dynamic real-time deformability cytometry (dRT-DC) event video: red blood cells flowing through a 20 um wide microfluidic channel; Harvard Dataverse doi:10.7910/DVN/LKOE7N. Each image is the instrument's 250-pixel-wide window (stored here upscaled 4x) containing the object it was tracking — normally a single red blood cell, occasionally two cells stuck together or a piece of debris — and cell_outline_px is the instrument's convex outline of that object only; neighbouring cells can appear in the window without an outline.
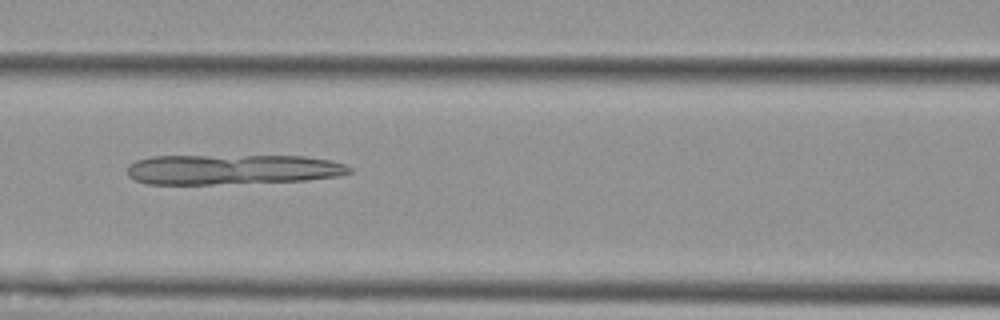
{"species": "Egyptian fruit bat (a non-hibernating species)", "species_latin": "Rousettus aegyptiacus", "temperature_condition": "cold", "stored_images_in_passage": 5, "camera_frame_rate_fps": 3000, "um_per_image_px": 0.085, "animal": {"sex": "female"}, "frame": {"image": 1, "passage_image": 4, "time_ms": 3.333, "image_size_px": [1000, 320], "cell_outline_px": [[352, 172], [340, 176], [308, 180], [212, 184], [148, 184], [136, 180], [128, 176], [128, 164], [136, 160], [152, 156], [304, 156], [328, 160], [344, 164], [352, 168]], "centroid_in_image_um": [19.74, 14.4], "position_along_channel_um": 146.9, "area_um2": 38.96}}
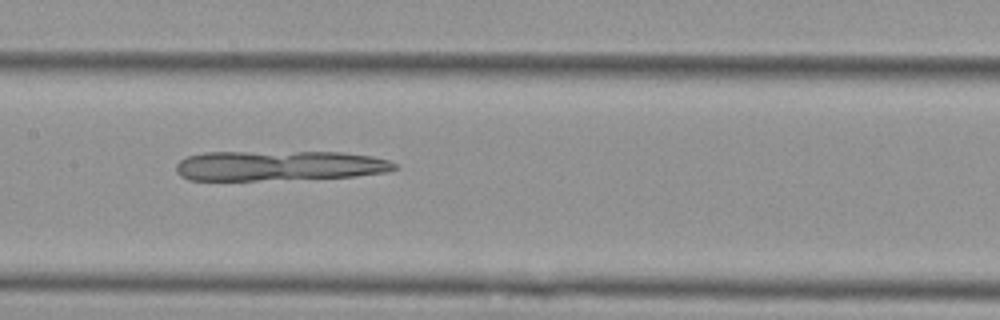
{"frame": {"image": 2, "passage_image": 5, "time_ms": 4.333, "image_size_px": [1000, 320], "cell_outline_px": [[400, 168], [388, 172], [356, 176], [256, 180], [188, 180], [180, 176], [176, 172], [176, 164], [180, 160], [188, 156], [204, 152], [340, 152], [372, 156], [388, 160], [396, 164]], "centroid_in_image_um": [23.72, 14.08], "position_along_channel_um": 183.7, "area_um2": 38.32}}